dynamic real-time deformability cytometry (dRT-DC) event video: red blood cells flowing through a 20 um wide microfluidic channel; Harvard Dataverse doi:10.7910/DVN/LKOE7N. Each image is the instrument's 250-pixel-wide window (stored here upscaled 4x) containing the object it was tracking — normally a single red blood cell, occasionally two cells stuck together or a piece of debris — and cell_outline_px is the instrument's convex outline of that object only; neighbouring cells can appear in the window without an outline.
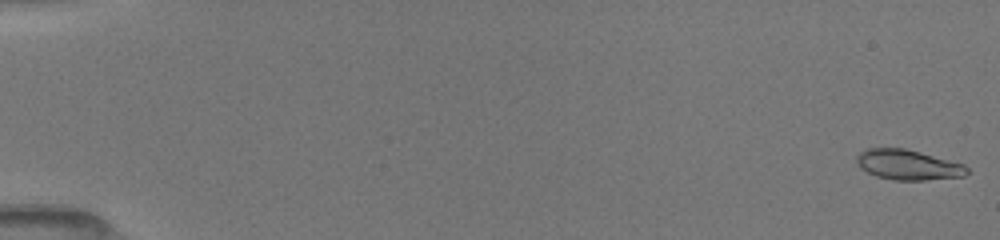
{"species": "common noctule bat (a hibernating species)", "species_latin": "Nyctalus noctula", "temperature_condition": "room temperature", "stored_images_in_passage": 52, "camera_frame_rate_fps": 3000, "um_per_image_px": 0.085, "animal": {"sex": "female", "body_mass_g": 19.5, "forearm_length_mm": 54.1}, "frame": {"image": 1, "passage_image": 1, "time_ms": 0.0, "image_size_px": [1000, 240], "cell_outline_px": [[968, 172], [964, 176], [924, 180], [892, 180], [876, 176], [860, 168], [856, 160], [856, 156], [860, 152], [868, 148], [904, 148], [920, 152], [964, 164], [968, 168]], "centroid_in_image_um": [77.16, 14.01], "position_along_channel_um": 7.8, "area_um2": 19.31}}
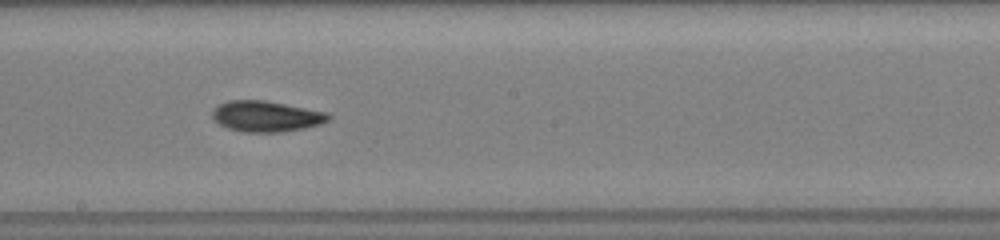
{"frame": {"image": 2, "passage_image": 30, "time_ms": 9.667, "image_size_px": [1000, 240], "cell_outline_px": [[332, 116], [328, 120], [320, 124], [304, 128], [280, 132], [244, 132], [228, 128], [212, 120], [212, 108], [228, 100], [264, 100], [328, 112]], "centroid_in_image_um": [22.61, 9.88], "position_along_channel_um": 225.6, "area_um2": 20.92}}
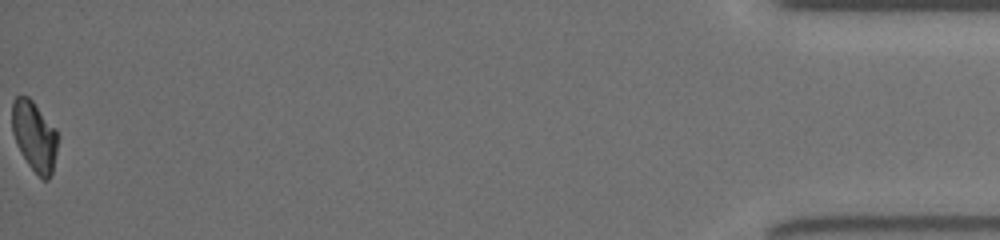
{"frame": {"image": 3, "passage_image": 52, "time_ms": 17.0, "image_size_px": [1000, 240], "cell_outline_px": [[60, 136], [52, 172], [48, 180], [44, 180], [28, 164], [20, 152], [16, 144], [12, 132], [12, 100], [16, 96], [28, 96], [32, 100], [56, 128]], "centroid_in_image_um": [2.94, 11.55], "position_along_channel_um": 432.3, "area_um2": 18.9}, "authors_computed_cell_mechanics": {"area_um2": 19.6809, "velocity_mm_per_s": 4.0417, "shape_relaxation_time_tau1_ms": 3.322, "shape_relaxation_time_tau2_ms": 2.0581, "deformation_change_tau1": 0.157, "deformation_change_tau2": 0.0768}}